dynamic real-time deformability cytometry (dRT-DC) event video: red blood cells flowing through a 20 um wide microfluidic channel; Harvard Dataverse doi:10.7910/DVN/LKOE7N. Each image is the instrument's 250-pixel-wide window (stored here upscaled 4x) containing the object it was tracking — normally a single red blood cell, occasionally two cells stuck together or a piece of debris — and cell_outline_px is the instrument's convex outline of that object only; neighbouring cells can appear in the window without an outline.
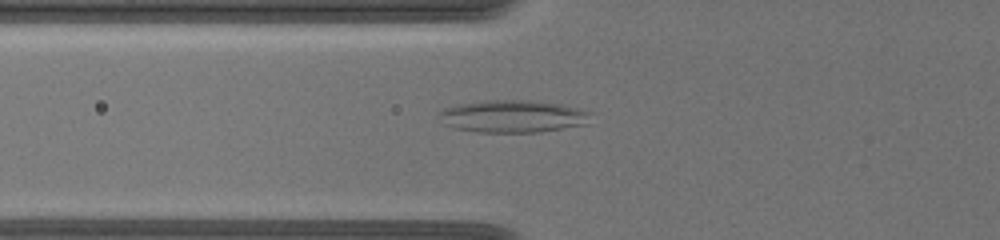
{"species": "common noctule bat (a hibernating species)", "species_latin": "Nyctalus noctula", "temperature_condition": "warm", "stored_images_in_passage": 42, "camera_frame_rate_fps": 3000, "um_per_image_px": 0.085, "animal": {"sex": "female", "body_mass_g": 19.5, "forearm_length_mm": 54.1}, "frame": {"image": 1, "passage_image": 12, "time_ms": 1.667, "image_size_px": [1000, 240], "cell_outline_px": [[596, 112], [588, 124], [540, 132], [476, 132], [452, 128], [444, 124], [436, 116], [436, 112], [444, 108], [460, 104], [488, 100], [528, 100], [560, 104], [580, 108]], "centroid_in_image_um": [43.62, 9.89], "position_along_channel_um": 82.2, "area_um2": 29.25}}
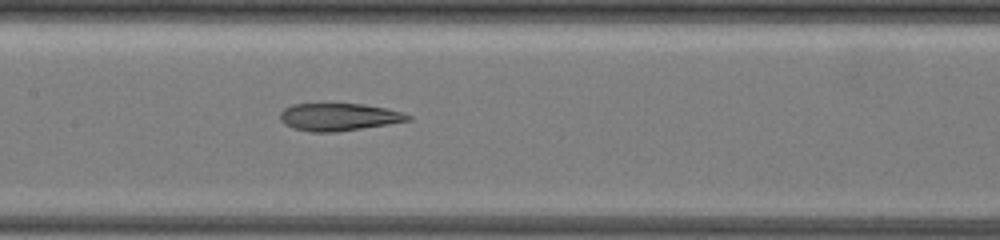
{"frame": {"image": 2, "passage_image": 29, "time_ms": 4.333, "image_size_px": [1000, 240], "cell_outline_px": [[412, 120], [388, 124], [336, 132], [312, 132], [292, 128], [284, 124], [280, 120], [280, 112], [284, 108], [292, 104], [364, 104], [388, 108], [404, 112], [412, 116]], "centroid_in_image_um": [28.81, 9.94], "position_along_channel_um": 178.6, "area_um2": 20.63}}
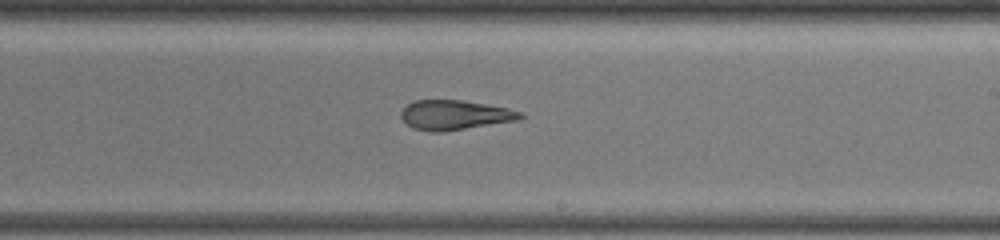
{"frame": {"image": 3, "passage_image": 41, "time_ms": 6.333, "image_size_px": [1000, 240], "cell_outline_px": [[524, 116], [520, 120], [444, 132], [428, 132], [412, 128], [400, 116], [400, 112], [412, 100], [460, 100], [508, 108], [520, 112]], "centroid_in_image_um": [38.64, 9.79], "position_along_channel_um": 250.4, "area_um2": 20.69}}